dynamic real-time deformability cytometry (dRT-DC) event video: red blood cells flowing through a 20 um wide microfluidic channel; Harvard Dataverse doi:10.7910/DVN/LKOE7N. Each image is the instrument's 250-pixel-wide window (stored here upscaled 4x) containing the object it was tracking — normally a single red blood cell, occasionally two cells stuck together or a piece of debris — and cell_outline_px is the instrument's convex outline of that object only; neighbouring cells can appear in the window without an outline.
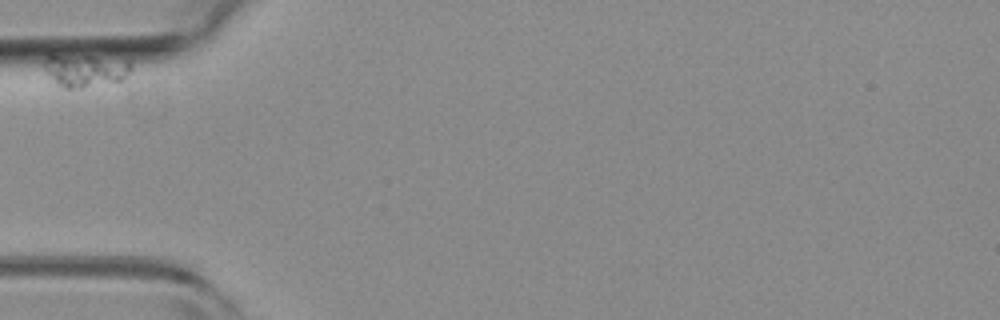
{"species": "common noctule bat (a hibernating species)", "species_latin": "Nyctalus noctula", "temperature_condition": "room temperature", "stored_images_in_passage": 3, "camera_frame_rate_fps": 3000, "um_per_image_px": 0.085, "animal": {"sex": "female", "body_mass_g": 19.3, "forearm_length_mm": 54.1}, "frame": {"image": 1, "passage_image": 1, "time_ms": 0.0, "image_size_px": [1000, 320], "cell_outline_px": [[132, 72], [120, 80], [80, 88], [64, 88], [56, 84], [52, 80], [40, 64], [48, 56], [92, 56], [128, 60], [132, 64]], "centroid_in_image_um": [7.24, 5.98], "position_along_channel_um": 77.8, "area_um2": 16.47}}